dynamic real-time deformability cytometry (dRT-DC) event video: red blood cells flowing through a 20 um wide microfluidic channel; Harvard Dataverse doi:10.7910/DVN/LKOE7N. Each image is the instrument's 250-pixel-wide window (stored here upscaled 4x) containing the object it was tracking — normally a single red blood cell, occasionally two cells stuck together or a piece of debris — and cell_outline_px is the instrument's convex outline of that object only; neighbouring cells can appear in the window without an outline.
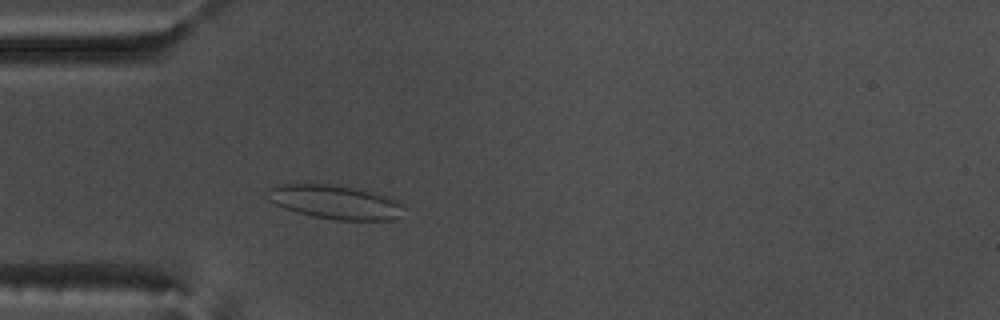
{"species": "common noctule bat (a hibernating species)", "species_latin": "Nyctalus noctula", "temperature_condition": "warm", "stored_images_in_passage": 49, "camera_frame_rate_fps": 3000, "um_per_image_px": 0.085, "animal": {"sex": "male", "body_mass_g": 17.5, "forearm_length_mm": 52.3}, "frame": {"image": 1, "passage_image": 10, "time_ms": 3.0, "image_size_px": [1000, 320], "cell_outline_px": [[404, 204], [396, 216], [392, 220], [336, 220], [312, 216], [284, 208], [268, 200], [264, 192], [264, 188], [276, 184], [328, 184], [360, 188], [396, 200]], "centroid_in_image_um": [28.37, 17.15], "position_along_channel_um": 56.6, "area_um2": 26.99}}
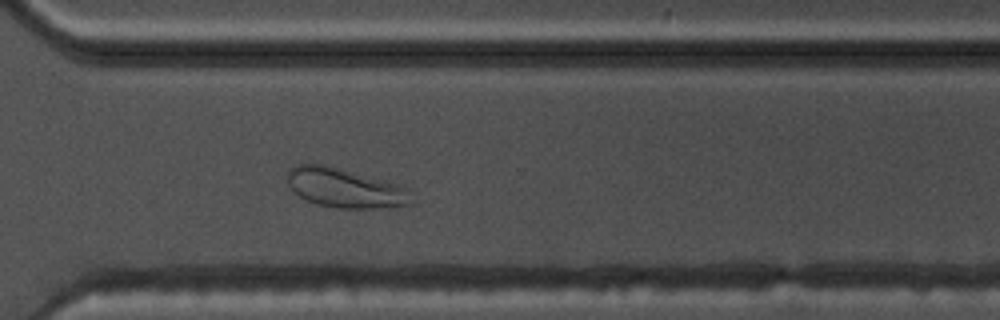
{"frame": {"image": 2, "passage_image": 34, "time_ms": 11.0, "image_size_px": [1000, 320], "cell_outline_px": [[412, 204], [372, 208], [336, 208], [316, 204], [300, 196], [288, 184], [288, 172], [296, 164], [324, 164], [340, 168], [396, 184], [404, 188]], "centroid_in_image_um": [29.25, 15.97], "position_along_channel_um": 341.4, "area_um2": 27.63}}
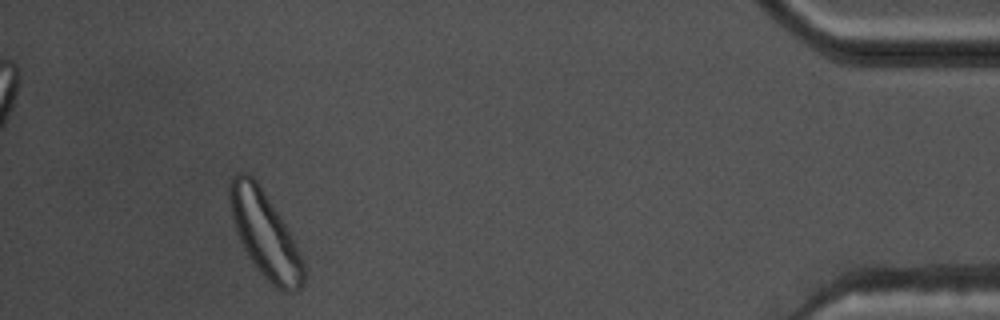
{"frame": {"image": 3, "passage_image": 45, "time_ms": 14.667, "image_size_px": [1000, 320], "cell_outline_px": [[304, 284], [296, 292], [284, 292], [272, 284], [260, 272], [248, 256], [236, 232], [232, 220], [228, 200], [228, 184], [232, 176], [236, 172], [248, 172], [256, 180], [280, 216], [304, 264]], "centroid_in_image_um": [22.46, 19.88], "position_along_channel_um": 412.7, "area_um2": 36.41}, "authors_computed_cell_mechanics": {"area_um2": 27.6284, "velocity_mm_per_s": 3.6318, "shape_relaxation_time_tau1_ms": 3.1687, "shape_relaxation_time_tau2_ms": null, "deformation_change_tau1": 0.0998, "deformation_change_tau2": null}}